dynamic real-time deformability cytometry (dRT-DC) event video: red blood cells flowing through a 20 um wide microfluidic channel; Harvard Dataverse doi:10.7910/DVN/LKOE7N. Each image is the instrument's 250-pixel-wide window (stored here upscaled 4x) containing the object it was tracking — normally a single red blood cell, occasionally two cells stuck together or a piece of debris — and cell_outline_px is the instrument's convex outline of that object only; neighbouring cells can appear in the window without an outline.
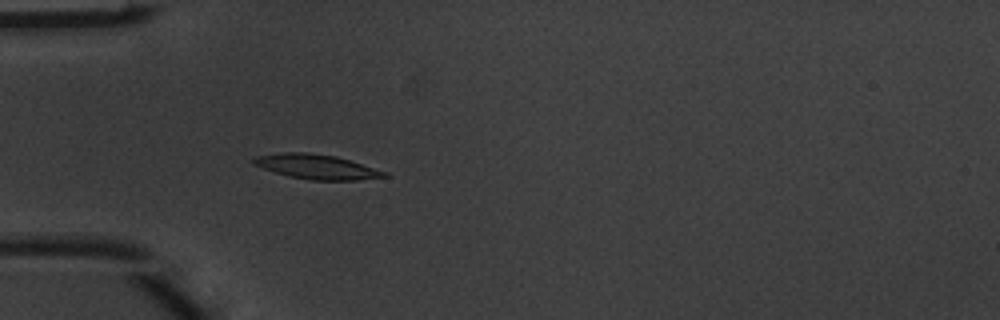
{"species": "common noctule bat (a hibernating species)", "species_latin": "Nyctalus noctula", "temperature_condition": "warm", "stored_images_in_passage": 4, "camera_frame_rate_fps": 3000, "um_per_image_px": 0.085, "animal": {"sex": "male", "body_mass_g": 20.1, "forearm_length_mm": 53.5}, "frame": {"image": 1, "passage_image": 4, "time_ms": 1.0, "image_size_px": [1000, 320], "cell_outline_px": [[388, 176], [360, 180], [312, 180], [288, 176], [252, 164], [248, 160], [256, 156], [284, 152], [308, 152], [336, 156], [388, 172]], "centroid_in_image_um": [26.89, 14.16], "position_along_channel_um": 58.1, "area_um2": 18.79}}